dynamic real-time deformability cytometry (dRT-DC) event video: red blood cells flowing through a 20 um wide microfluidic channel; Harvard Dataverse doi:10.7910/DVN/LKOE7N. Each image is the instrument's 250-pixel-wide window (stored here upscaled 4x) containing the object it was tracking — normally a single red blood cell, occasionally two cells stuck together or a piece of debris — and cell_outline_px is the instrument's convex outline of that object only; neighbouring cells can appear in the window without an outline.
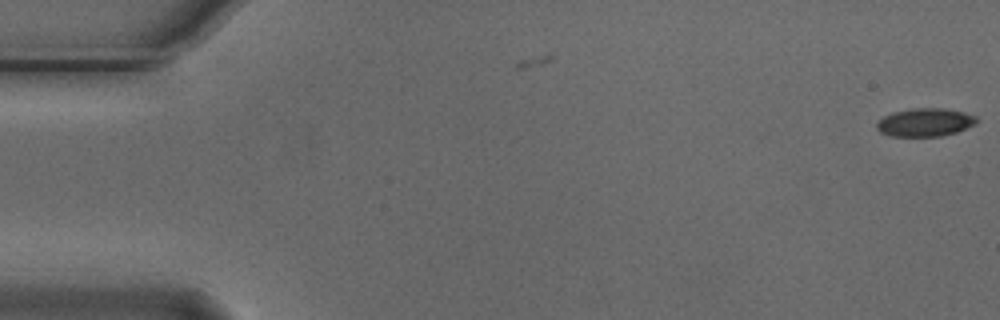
{"species": "Egyptian fruit bat (a non-hibernating species)", "species_latin": "Rousettus aegyptiacus", "temperature_condition": "cold", "stored_images_in_passage": 5, "camera_frame_rate_fps": 3000, "um_per_image_px": 0.085, "animal": {"sex": "male"}, "frame": {"image": 1, "passage_image": 5, "time_ms": 1.333, "image_size_px": [1000, 320], "cell_outline_px": [[980, 120], [976, 124], [956, 132], [940, 136], [892, 136], [880, 132], [876, 128], [876, 124], [884, 116], [892, 112], [912, 108], [944, 108], [964, 112], [976, 116]], "centroid_in_image_um": [78.65, 10.39], "position_along_channel_um": 6.3, "area_um2": 16.47}}